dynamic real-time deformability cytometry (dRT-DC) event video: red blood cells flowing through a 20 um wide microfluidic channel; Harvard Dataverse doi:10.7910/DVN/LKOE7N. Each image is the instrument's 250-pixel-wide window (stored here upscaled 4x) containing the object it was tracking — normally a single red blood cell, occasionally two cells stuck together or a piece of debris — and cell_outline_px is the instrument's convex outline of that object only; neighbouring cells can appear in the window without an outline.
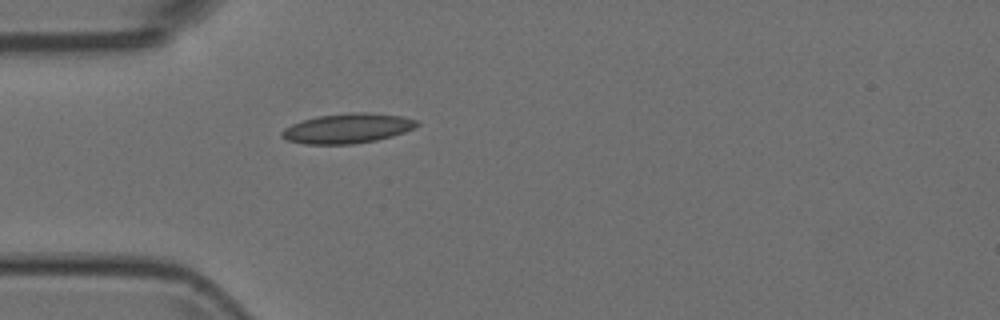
{"species": "Egyptian fruit bat (a non-hibernating species)", "species_latin": "Rousettus aegyptiacus", "temperature_condition": "room temperature", "stored_images_in_passage": 1, "camera_frame_rate_fps": 3000, "um_per_image_px": 0.085, "animal": {"sex": "female"}, "frame": {"image": 1, "passage_image": 1, "time_ms": 0.0, "image_size_px": [1000, 320], "cell_outline_px": [[420, 124], [404, 132], [392, 136], [376, 140], [352, 144], [304, 144], [288, 140], [280, 136], [280, 132], [284, 128], [292, 124], [316, 116], [352, 112], [368, 112], [404, 116], [420, 120]], "centroid_in_image_um": [29.56, 10.9], "position_along_channel_um": 55.4, "area_um2": 23.58}}